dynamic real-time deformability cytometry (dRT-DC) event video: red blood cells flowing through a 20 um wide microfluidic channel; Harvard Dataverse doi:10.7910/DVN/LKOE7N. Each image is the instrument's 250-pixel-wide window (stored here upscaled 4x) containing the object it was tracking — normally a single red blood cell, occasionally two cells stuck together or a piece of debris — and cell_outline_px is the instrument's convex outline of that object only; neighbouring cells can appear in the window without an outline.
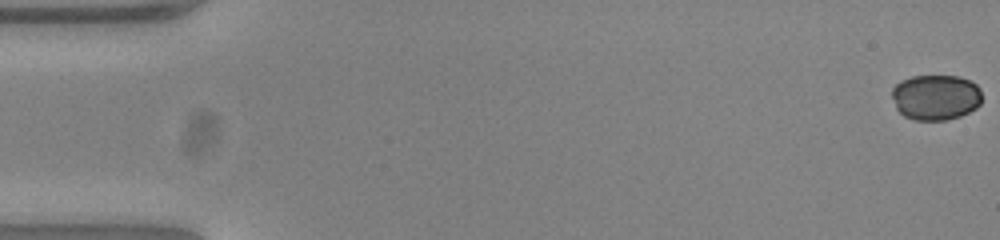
{"species": "common noctule bat (a hibernating species)", "species_latin": "Nyctalus noctula", "temperature_condition": "warm", "stored_images_in_passage": 54, "camera_frame_rate_fps": 3000, "um_per_image_px": 0.085, "animal": {"sex": "female", "body_mass_g": 23.0, "forearm_length_mm": 53.4}, "frame": {"image": 1, "passage_image": 1, "time_ms": 0.0, "image_size_px": [1000, 240], "cell_outline_px": [[980, 104], [976, 108], [960, 116], [948, 120], [912, 120], [904, 116], [896, 108], [892, 96], [892, 88], [900, 80], [912, 76], [960, 76], [976, 84], [980, 88]], "centroid_in_image_um": [79.51, 8.27], "position_along_channel_um": 5.5, "area_um2": 23.99}}
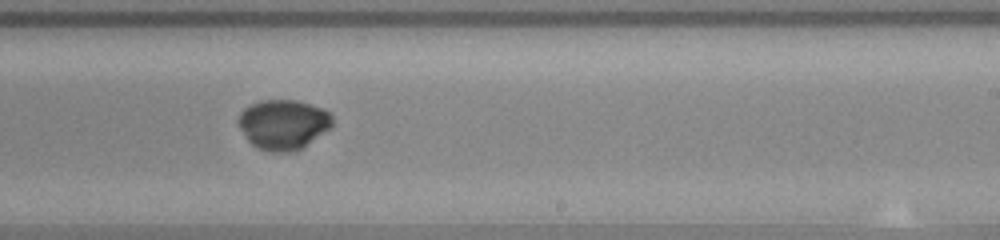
{"frame": {"image": 2, "passage_image": 33, "time_ms": 10.667, "image_size_px": [1000, 240], "cell_outline_px": [[332, 124], [328, 128], [300, 148], [288, 152], [272, 152], [256, 148], [248, 140], [240, 128], [236, 120], [240, 112], [244, 108], [260, 100], [296, 100], [324, 108], [332, 116]], "centroid_in_image_um": [24.02, 10.55], "position_along_channel_um": 265.0, "area_um2": 27.05}}
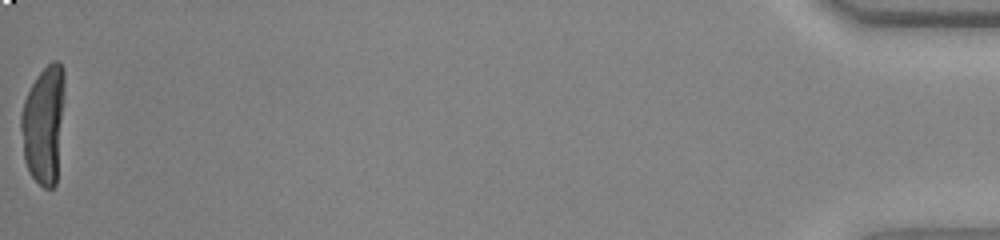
{"frame": {"image": 3, "passage_image": 54, "time_ms": 17.667, "image_size_px": [1000, 240], "cell_outline_px": [[64, 96], [56, 184], [52, 188], [44, 188], [28, 172], [24, 160], [20, 128], [20, 116], [24, 100], [36, 76], [52, 60], [56, 60], [64, 68]], "centroid_in_image_um": [3.7, 10.56], "position_along_channel_um": 431.5, "area_um2": 30.06}, "authors_computed_cell_mechanics": {"area_um2": 28.0908, "velocity_mm_per_s": 3.8725, "shape_relaxation_time_tau1_ms": 6.7782, "shape_relaxation_time_tau2_ms": 1.1918, "deformation_change_tau1": 0.2086, "deformation_change_tau2": 0.0261}}